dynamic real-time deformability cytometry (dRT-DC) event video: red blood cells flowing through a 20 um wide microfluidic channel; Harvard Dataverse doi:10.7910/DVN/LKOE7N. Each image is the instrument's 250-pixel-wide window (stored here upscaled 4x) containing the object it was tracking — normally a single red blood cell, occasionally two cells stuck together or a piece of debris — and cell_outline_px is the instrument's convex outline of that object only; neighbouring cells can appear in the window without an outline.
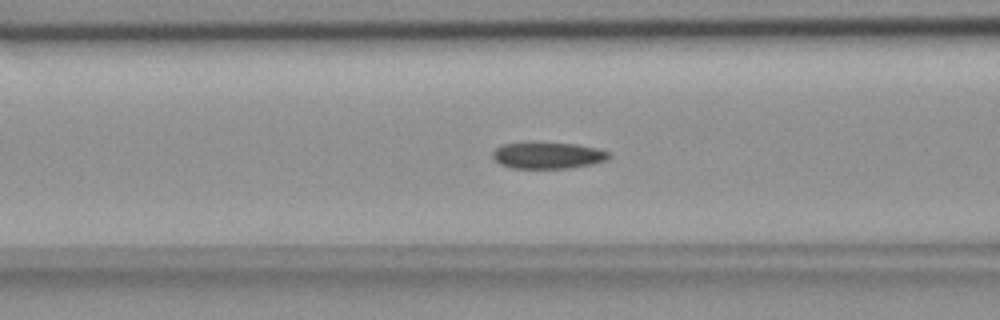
{"species": "common noctule bat (a hibernating species)", "species_latin": "Nyctalus noctula", "temperature_condition": "room temperature", "stored_images_in_passage": 53, "camera_frame_rate_fps": 3000, "um_per_image_px": 0.085, "animal": {"sex": "female", "body_mass_g": 18.4}, "frame": {"image": 1, "passage_image": 20, "time_ms": 6.333, "image_size_px": [1000, 320], "cell_outline_px": [[612, 156], [608, 160], [592, 164], [568, 168], [512, 168], [500, 164], [492, 156], [492, 152], [500, 144], [528, 140], [532, 140], [576, 144], [596, 148], [608, 152]], "centroid_in_image_um": [46.52, 13.16], "position_along_channel_um": 120.1, "area_um2": 18.67}}
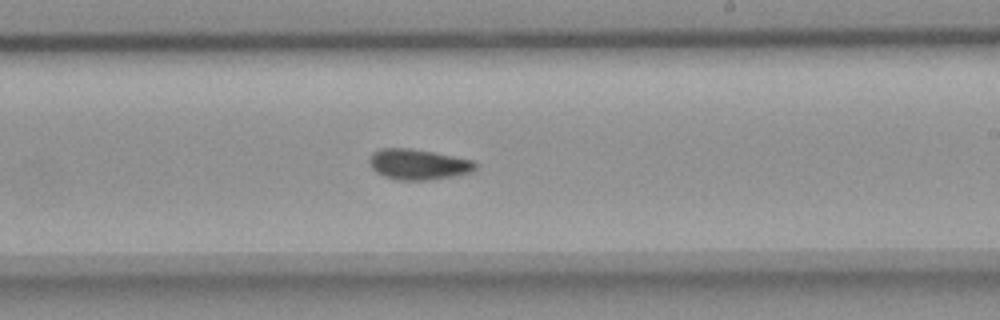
{"frame": {"image": 2, "passage_image": 31, "time_ms": 10.0, "image_size_px": [1000, 320], "cell_outline_px": [[476, 168], [472, 172], [452, 176], [428, 180], [396, 180], [384, 176], [376, 172], [368, 164], [368, 160], [372, 152], [380, 148], [408, 148], [432, 152], [476, 160]], "centroid_in_image_um": [35.53, 13.97], "position_along_channel_um": 253.5, "area_um2": 19.02}}
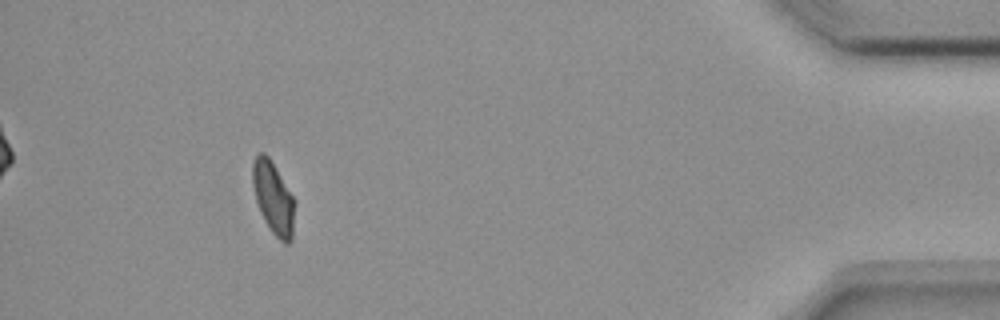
{"frame": {"image": 3, "passage_image": 49, "time_ms": 16.0, "image_size_px": [1000, 320], "cell_outline_px": [[296, 200], [292, 240], [288, 244], [284, 244], [272, 232], [264, 220], [260, 212], [256, 200], [252, 184], [252, 164], [256, 156], [260, 152], [264, 152], [268, 156]], "centroid_in_image_um": [23.25, 16.84], "position_along_channel_um": 412.0, "area_um2": 17.92}, "authors_computed_cell_mechanics": {"area_um2": 18.2648, "velocity_mm_per_s": 3.6418, "shape_relaxation_time_tau1_ms": 7.8823, "shape_relaxation_time_tau2_ms": 4.1844, "deformation_change_tau1": 0.1573, "deformation_change_tau2": 0.067}}